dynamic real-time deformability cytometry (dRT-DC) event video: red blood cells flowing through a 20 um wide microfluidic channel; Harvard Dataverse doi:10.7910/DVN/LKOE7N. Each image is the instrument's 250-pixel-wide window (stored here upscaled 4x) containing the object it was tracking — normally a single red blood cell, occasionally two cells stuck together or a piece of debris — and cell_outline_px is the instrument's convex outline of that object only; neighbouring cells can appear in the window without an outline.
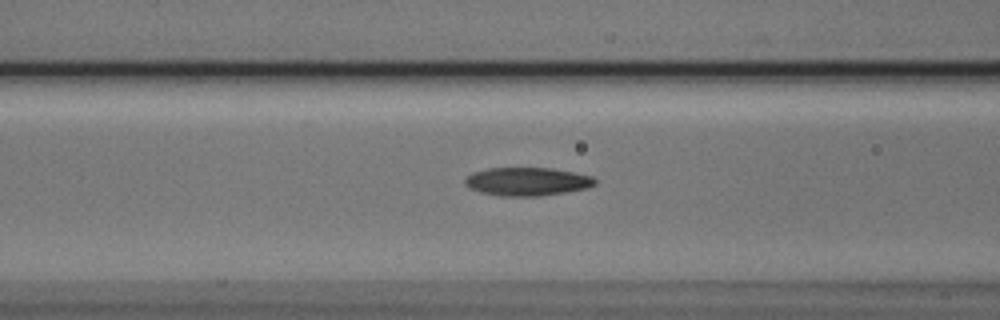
{"species": "Egyptian fruit bat (a non-hibernating species)", "species_latin": "Rousettus aegyptiacus", "temperature_condition": "cold", "stored_images_in_passage": 8, "camera_frame_rate_fps": 3000, "um_per_image_px": 0.085, "animal": {"sex": "male"}, "frame": {"image": 1, "passage_image": 6, "time_ms": 1.667, "image_size_px": [1000, 320], "cell_outline_px": [[596, 184], [588, 188], [540, 196], [504, 196], [480, 192], [468, 188], [464, 184], [464, 180], [472, 172], [488, 168], [552, 168], [592, 176], [596, 180]], "centroid_in_image_um": [44.79, 15.43], "position_along_channel_um": 121.8, "area_um2": 21.44}}